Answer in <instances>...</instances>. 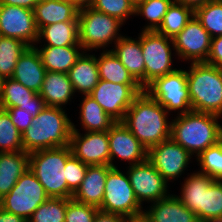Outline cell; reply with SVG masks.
Masks as SVG:
<instances>
[{
	"label": "cell",
	"instance_id": "cell-42",
	"mask_svg": "<svg viewBox=\"0 0 222 222\" xmlns=\"http://www.w3.org/2000/svg\"><path fill=\"white\" fill-rule=\"evenodd\" d=\"M89 165L84 164L77 159L73 154L66 162V181L68 189L74 194L85 178L86 171Z\"/></svg>",
	"mask_w": 222,
	"mask_h": 222
},
{
	"label": "cell",
	"instance_id": "cell-25",
	"mask_svg": "<svg viewBox=\"0 0 222 222\" xmlns=\"http://www.w3.org/2000/svg\"><path fill=\"white\" fill-rule=\"evenodd\" d=\"M67 74L75 92L89 95L99 81L97 56L83 52Z\"/></svg>",
	"mask_w": 222,
	"mask_h": 222
},
{
	"label": "cell",
	"instance_id": "cell-43",
	"mask_svg": "<svg viewBox=\"0 0 222 222\" xmlns=\"http://www.w3.org/2000/svg\"><path fill=\"white\" fill-rule=\"evenodd\" d=\"M16 128L23 133L33 122L32 112H27L18 107L5 109Z\"/></svg>",
	"mask_w": 222,
	"mask_h": 222
},
{
	"label": "cell",
	"instance_id": "cell-33",
	"mask_svg": "<svg viewBox=\"0 0 222 222\" xmlns=\"http://www.w3.org/2000/svg\"><path fill=\"white\" fill-rule=\"evenodd\" d=\"M29 46L16 38L0 39V79L11 78L20 56Z\"/></svg>",
	"mask_w": 222,
	"mask_h": 222
},
{
	"label": "cell",
	"instance_id": "cell-35",
	"mask_svg": "<svg viewBox=\"0 0 222 222\" xmlns=\"http://www.w3.org/2000/svg\"><path fill=\"white\" fill-rule=\"evenodd\" d=\"M174 0H143L135 7V15L144 16L148 25L143 31H156L161 25L164 15Z\"/></svg>",
	"mask_w": 222,
	"mask_h": 222
},
{
	"label": "cell",
	"instance_id": "cell-36",
	"mask_svg": "<svg viewBox=\"0 0 222 222\" xmlns=\"http://www.w3.org/2000/svg\"><path fill=\"white\" fill-rule=\"evenodd\" d=\"M194 15L211 38L222 35V1L209 2L197 8Z\"/></svg>",
	"mask_w": 222,
	"mask_h": 222
},
{
	"label": "cell",
	"instance_id": "cell-23",
	"mask_svg": "<svg viewBox=\"0 0 222 222\" xmlns=\"http://www.w3.org/2000/svg\"><path fill=\"white\" fill-rule=\"evenodd\" d=\"M33 11L38 31L55 23L78 22L79 9L68 0H40Z\"/></svg>",
	"mask_w": 222,
	"mask_h": 222
},
{
	"label": "cell",
	"instance_id": "cell-41",
	"mask_svg": "<svg viewBox=\"0 0 222 222\" xmlns=\"http://www.w3.org/2000/svg\"><path fill=\"white\" fill-rule=\"evenodd\" d=\"M98 210L95 206L83 204L73 198H68L65 222H93Z\"/></svg>",
	"mask_w": 222,
	"mask_h": 222
},
{
	"label": "cell",
	"instance_id": "cell-50",
	"mask_svg": "<svg viewBox=\"0 0 222 222\" xmlns=\"http://www.w3.org/2000/svg\"><path fill=\"white\" fill-rule=\"evenodd\" d=\"M199 222H222V216L211 217L209 219H204Z\"/></svg>",
	"mask_w": 222,
	"mask_h": 222
},
{
	"label": "cell",
	"instance_id": "cell-26",
	"mask_svg": "<svg viewBox=\"0 0 222 222\" xmlns=\"http://www.w3.org/2000/svg\"><path fill=\"white\" fill-rule=\"evenodd\" d=\"M29 168V153L25 151L0 153V199L15 186Z\"/></svg>",
	"mask_w": 222,
	"mask_h": 222
},
{
	"label": "cell",
	"instance_id": "cell-32",
	"mask_svg": "<svg viewBox=\"0 0 222 222\" xmlns=\"http://www.w3.org/2000/svg\"><path fill=\"white\" fill-rule=\"evenodd\" d=\"M193 16L194 10L192 8L173 1L156 32L173 39L184 29Z\"/></svg>",
	"mask_w": 222,
	"mask_h": 222
},
{
	"label": "cell",
	"instance_id": "cell-28",
	"mask_svg": "<svg viewBox=\"0 0 222 222\" xmlns=\"http://www.w3.org/2000/svg\"><path fill=\"white\" fill-rule=\"evenodd\" d=\"M41 40L47 42L43 46H81L78 22H60L44 26L38 31L37 44L41 43Z\"/></svg>",
	"mask_w": 222,
	"mask_h": 222
},
{
	"label": "cell",
	"instance_id": "cell-47",
	"mask_svg": "<svg viewBox=\"0 0 222 222\" xmlns=\"http://www.w3.org/2000/svg\"><path fill=\"white\" fill-rule=\"evenodd\" d=\"M0 222H27V220L0 207Z\"/></svg>",
	"mask_w": 222,
	"mask_h": 222
},
{
	"label": "cell",
	"instance_id": "cell-1",
	"mask_svg": "<svg viewBox=\"0 0 222 222\" xmlns=\"http://www.w3.org/2000/svg\"><path fill=\"white\" fill-rule=\"evenodd\" d=\"M169 113L145 90L139 93L121 121L147 148L171 138Z\"/></svg>",
	"mask_w": 222,
	"mask_h": 222
},
{
	"label": "cell",
	"instance_id": "cell-22",
	"mask_svg": "<svg viewBox=\"0 0 222 222\" xmlns=\"http://www.w3.org/2000/svg\"><path fill=\"white\" fill-rule=\"evenodd\" d=\"M112 52L118 57L131 76L145 88V61L141 48V33L137 40L122 36Z\"/></svg>",
	"mask_w": 222,
	"mask_h": 222
},
{
	"label": "cell",
	"instance_id": "cell-45",
	"mask_svg": "<svg viewBox=\"0 0 222 222\" xmlns=\"http://www.w3.org/2000/svg\"><path fill=\"white\" fill-rule=\"evenodd\" d=\"M128 219L122 215L104 212L102 210H98L96 212L95 218L93 222H127Z\"/></svg>",
	"mask_w": 222,
	"mask_h": 222
},
{
	"label": "cell",
	"instance_id": "cell-5",
	"mask_svg": "<svg viewBox=\"0 0 222 222\" xmlns=\"http://www.w3.org/2000/svg\"><path fill=\"white\" fill-rule=\"evenodd\" d=\"M72 155L69 145L29 153V168L49 197L72 198L66 177V162Z\"/></svg>",
	"mask_w": 222,
	"mask_h": 222
},
{
	"label": "cell",
	"instance_id": "cell-51",
	"mask_svg": "<svg viewBox=\"0 0 222 222\" xmlns=\"http://www.w3.org/2000/svg\"><path fill=\"white\" fill-rule=\"evenodd\" d=\"M129 1L132 2V4L135 5V7H136L143 0H129Z\"/></svg>",
	"mask_w": 222,
	"mask_h": 222
},
{
	"label": "cell",
	"instance_id": "cell-20",
	"mask_svg": "<svg viewBox=\"0 0 222 222\" xmlns=\"http://www.w3.org/2000/svg\"><path fill=\"white\" fill-rule=\"evenodd\" d=\"M110 165H89L81 185L73 194V199L98 209L104 198L105 182Z\"/></svg>",
	"mask_w": 222,
	"mask_h": 222
},
{
	"label": "cell",
	"instance_id": "cell-39",
	"mask_svg": "<svg viewBox=\"0 0 222 222\" xmlns=\"http://www.w3.org/2000/svg\"><path fill=\"white\" fill-rule=\"evenodd\" d=\"M200 172L215 180H222V140L197 156Z\"/></svg>",
	"mask_w": 222,
	"mask_h": 222
},
{
	"label": "cell",
	"instance_id": "cell-46",
	"mask_svg": "<svg viewBox=\"0 0 222 222\" xmlns=\"http://www.w3.org/2000/svg\"><path fill=\"white\" fill-rule=\"evenodd\" d=\"M40 0H0V4L13 5V6H21L31 10H34L35 5Z\"/></svg>",
	"mask_w": 222,
	"mask_h": 222
},
{
	"label": "cell",
	"instance_id": "cell-30",
	"mask_svg": "<svg viewBox=\"0 0 222 222\" xmlns=\"http://www.w3.org/2000/svg\"><path fill=\"white\" fill-rule=\"evenodd\" d=\"M99 79L118 84H139L112 50H103L97 57Z\"/></svg>",
	"mask_w": 222,
	"mask_h": 222
},
{
	"label": "cell",
	"instance_id": "cell-8",
	"mask_svg": "<svg viewBox=\"0 0 222 222\" xmlns=\"http://www.w3.org/2000/svg\"><path fill=\"white\" fill-rule=\"evenodd\" d=\"M144 90L168 113L178 110L181 115L192 111L186 70L177 69L155 78Z\"/></svg>",
	"mask_w": 222,
	"mask_h": 222
},
{
	"label": "cell",
	"instance_id": "cell-49",
	"mask_svg": "<svg viewBox=\"0 0 222 222\" xmlns=\"http://www.w3.org/2000/svg\"><path fill=\"white\" fill-rule=\"evenodd\" d=\"M68 1L72 3L79 10L84 8H90L94 3V0H68Z\"/></svg>",
	"mask_w": 222,
	"mask_h": 222
},
{
	"label": "cell",
	"instance_id": "cell-6",
	"mask_svg": "<svg viewBox=\"0 0 222 222\" xmlns=\"http://www.w3.org/2000/svg\"><path fill=\"white\" fill-rule=\"evenodd\" d=\"M122 25L124 23L118 18L91 7L81 9L78 14L79 44L85 52L99 48L105 49L123 36L119 34Z\"/></svg>",
	"mask_w": 222,
	"mask_h": 222
},
{
	"label": "cell",
	"instance_id": "cell-14",
	"mask_svg": "<svg viewBox=\"0 0 222 222\" xmlns=\"http://www.w3.org/2000/svg\"><path fill=\"white\" fill-rule=\"evenodd\" d=\"M0 32L3 37L16 38L29 47L38 40L34 11L21 6L0 4Z\"/></svg>",
	"mask_w": 222,
	"mask_h": 222
},
{
	"label": "cell",
	"instance_id": "cell-24",
	"mask_svg": "<svg viewBox=\"0 0 222 222\" xmlns=\"http://www.w3.org/2000/svg\"><path fill=\"white\" fill-rule=\"evenodd\" d=\"M46 106L63 107L75 94L67 73L46 71L39 92Z\"/></svg>",
	"mask_w": 222,
	"mask_h": 222
},
{
	"label": "cell",
	"instance_id": "cell-9",
	"mask_svg": "<svg viewBox=\"0 0 222 222\" xmlns=\"http://www.w3.org/2000/svg\"><path fill=\"white\" fill-rule=\"evenodd\" d=\"M48 198L43 185L28 168L10 192L0 199V207L28 220Z\"/></svg>",
	"mask_w": 222,
	"mask_h": 222
},
{
	"label": "cell",
	"instance_id": "cell-7",
	"mask_svg": "<svg viewBox=\"0 0 222 222\" xmlns=\"http://www.w3.org/2000/svg\"><path fill=\"white\" fill-rule=\"evenodd\" d=\"M125 174L117 167L108 171L99 210L122 215L128 220L141 219L143 206L139 204L128 175Z\"/></svg>",
	"mask_w": 222,
	"mask_h": 222
},
{
	"label": "cell",
	"instance_id": "cell-16",
	"mask_svg": "<svg viewBox=\"0 0 222 222\" xmlns=\"http://www.w3.org/2000/svg\"><path fill=\"white\" fill-rule=\"evenodd\" d=\"M72 123L69 146L72 154L86 165H110L108 131L81 134Z\"/></svg>",
	"mask_w": 222,
	"mask_h": 222
},
{
	"label": "cell",
	"instance_id": "cell-31",
	"mask_svg": "<svg viewBox=\"0 0 222 222\" xmlns=\"http://www.w3.org/2000/svg\"><path fill=\"white\" fill-rule=\"evenodd\" d=\"M215 179L197 171L186 177L182 184L181 196H177L183 205L195 213L200 221V206L202 198V184H211Z\"/></svg>",
	"mask_w": 222,
	"mask_h": 222
},
{
	"label": "cell",
	"instance_id": "cell-40",
	"mask_svg": "<svg viewBox=\"0 0 222 222\" xmlns=\"http://www.w3.org/2000/svg\"><path fill=\"white\" fill-rule=\"evenodd\" d=\"M91 8L116 17L123 23L130 15H135V5L129 0H94Z\"/></svg>",
	"mask_w": 222,
	"mask_h": 222
},
{
	"label": "cell",
	"instance_id": "cell-17",
	"mask_svg": "<svg viewBox=\"0 0 222 222\" xmlns=\"http://www.w3.org/2000/svg\"><path fill=\"white\" fill-rule=\"evenodd\" d=\"M110 148V166L114 165V158L128 161L129 166L147 160L148 149L133 135L121 121H117L108 130Z\"/></svg>",
	"mask_w": 222,
	"mask_h": 222
},
{
	"label": "cell",
	"instance_id": "cell-52",
	"mask_svg": "<svg viewBox=\"0 0 222 222\" xmlns=\"http://www.w3.org/2000/svg\"><path fill=\"white\" fill-rule=\"evenodd\" d=\"M127 222H144L142 219L128 220Z\"/></svg>",
	"mask_w": 222,
	"mask_h": 222
},
{
	"label": "cell",
	"instance_id": "cell-3",
	"mask_svg": "<svg viewBox=\"0 0 222 222\" xmlns=\"http://www.w3.org/2000/svg\"><path fill=\"white\" fill-rule=\"evenodd\" d=\"M72 122L61 107L46 106L32 124L22 133L23 151L38 150L69 145Z\"/></svg>",
	"mask_w": 222,
	"mask_h": 222
},
{
	"label": "cell",
	"instance_id": "cell-29",
	"mask_svg": "<svg viewBox=\"0 0 222 222\" xmlns=\"http://www.w3.org/2000/svg\"><path fill=\"white\" fill-rule=\"evenodd\" d=\"M83 97L79 117L85 132L108 131L117 121L107 114L90 95Z\"/></svg>",
	"mask_w": 222,
	"mask_h": 222
},
{
	"label": "cell",
	"instance_id": "cell-37",
	"mask_svg": "<svg viewBox=\"0 0 222 222\" xmlns=\"http://www.w3.org/2000/svg\"><path fill=\"white\" fill-rule=\"evenodd\" d=\"M23 151L22 133L12 123L9 113L0 108V153Z\"/></svg>",
	"mask_w": 222,
	"mask_h": 222
},
{
	"label": "cell",
	"instance_id": "cell-44",
	"mask_svg": "<svg viewBox=\"0 0 222 222\" xmlns=\"http://www.w3.org/2000/svg\"><path fill=\"white\" fill-rule=\"evenodd\" d=\"M205 63L222 68V35L211 39V50Z\"/></svg>",
	"mask_w": 222,
	"mask_h": 222
},
{
	"label": "cell",
	"instance_id": "cell-19",
	"mask_svg": "<svg viewBox=\"0 0 222 222\" xmlns=\"http://www.w3.org/2000/svg\"><path fill=\"white\" fill-rule=\"evenodd\" d=\"M149 208L143 211L144 222H199L197 215L185 207L177 195L153 202Z\"/></svg>",
	"mask_w": 222,
	"mask_h": 222
},
{
	"label": "cell",
	"instance_id": "cell-34",
	"mask_svg": "<svg viewBox=\"0 0 222 222\" xmlns=\"http://www.w3.org/2000/svg\"><path fill=\"white\" fill-rule=\"evenodd\" d=\"M217 216H222V180L202 184L200 221Z\"/></svg>",
	"mask_w": 222,
	"mask_h": 222
},
{
	"label": "cell",
	"instance_id": "cell-38",
	"mask_svg": "<svg viewBox=\"0 0 222 222\" xmlns=\"http://www.w3.org/2000/svg\"><path fill=\"white\" fill-rule=\"evenodd\" d=\"M67 199L49 197L30 216L27 222H65Z\"/></svg>",
	"mask_w": 222,
	"mask_h": 222
},
{
	"label": "cell",
	"instance_id": "cell-27",
	"mask_svg": "<svg viewBox=\"0 0 222 222\" xmlns=\"http://www.w3.org/2000/svg\"><path fill=\"white\" fill-rule=\"evenodd\" d=\"M34 47L39 52L46 71L58 73H68L84 52L82 46H43L41 48L36 45Z\"/></svg>",
	"mask_w": 222,
	"mask_h": 222
},
{
	"label": "cell",
	"instance_id": "cell-12",
	"mask_svg": "<svg viewBox=\"0 0 222 222\" xmlns=\"http://www.w3.org/2000/svg\"><path fill=\"white\" fill-rule=\"evenodd\" d=\"M193 156L172 138L148 149L147 159L167 181L179 178Z\"/></svg>",
	"mask_w": 222,
	"mask_h": 222
},
{
	"label": "cell",
	"instance_id": "cell-13",
	"mask_svg": "<svg viewBox=\"0 0 222 222\" xmlns=\"http://www.w3.org/2000/svg\"><path fill=\"white\" fill-rule=\"evenodd\" d=\"M127 169L129 181L141 206L144 201L153 203L170 195L167 194L168 182L148 159Z\"/></svg>",
	"mask_w": 222,
	"mask_h": 222
},
{
	"label": "cell",
	"instance_id": "cell-11",
	"mask_svg": "<svg viewBox=\"0 0 222 222\" xmlns=\"http://www.w3.org/2000/svg\"><path fill=\"white\" fill-rule=\"evenodd\" d=\"M143 90L140 84H118L99 79L89 95L114 120L122 121L134 98Z\"/></svg>",
	"mask_w": 222,
	"mask_h": 222
},
{
	"label": "cell",
	"instance_id": "cell-48",
	"mask_svg": "<svg viewBox=\"0 0 222 222\" xmlns=\"http://www.w3.org/2000/svg\"><path fill=\"white\" fill-rule=\"evenodd\" d=\"M213 1H215V0H174V2L182 4V5L187 6V7H190L194 11L197 8L207 4L209 2H213Z\"/></svg>",
	"mask_w": 222,
	"mask_h": 222
},
{
	"label": "cell",
	"instance_id": "cell-2",
	"mask_svg": "<svg viewBox=\"0 0 222 222\" xmlns=\"http://www.w3.org/2000/svg\"><path fill=\"white\" fill-rule=\"evenodd\" d=\"M220 116L191 111L171 121V138L196 157L222 140ZM195 153V154H194Z\"/></svg>",
	"mask_w": 222,
	"mask_h": 222
},
{
	"label": "cell",
	"instance_id": "cell-4",
	"mask_svg": "<svg viewBox=\"0 0 222 222\" xmlns=\"http://www.w3.org/2000/svg\"><path fill=\"white\" fill-rule=\"evenodd\" d=\"M186 71L191 109L222 117V68L191 63Z\"/></svg>",
	"mask_w": 222,
	"mask_h": 222
},
{
	"label": "cell",
	"instance_id": "cell-18",
	"mask_svg": "<svg viewBox=\"0 0 222 222\" xmlns=\"http://www.w3.org/2000/svg\"><path fill=\"white\" fill-rule=\"evenodd\" d=\"M13 107L32 112V117L36 118L46 105L39 93L26 88L12 77L5 78L0 82V108L5 110Z\"/></svg>",
	"mask_w": 222,
	"mask_h": 222
},
{
	"label": "cell",
	"instance_id": "cell-10",
	"mask_svg": "<svg viewBox=\"0 0 222 222\" xmlns=\"http://www.w3.org/2000/svg\"><path fill=\"white\" fill-rule=\"evenodd\" d=\"M141 48L145 61V87L155 78L177 70V68L172 66V50H175L173 39L156 31L142 30Z\"/></svg>",
	"mask_w": 222,
	"mask_h": 222
},
{
	"label": "cell",
	"instance_id": "cell-21",
	"mask_svg": "<svg viewBox=\"0 0 222 222\" xmlns=\"http://www.w3.org/2000/svg\"><path fill=\"white\" fill-rule=\"evenodd\" d=\"M45 73L46 69L43 66L39 52L35 47H28L18 59L12 78L26 88L39 93Z\"/></svg>",
	"mask_w": 222,
	"mask_h": 222
},
{
	"label": "cell",
	"instance_id": "cell-15",
	"mask_svg": "<svg viewBox=\"0 0 222 222\" xmlns=\"http://www.w3.org/2000/svg\"><path fill=\"white\" fill-rule=\"evenodd\" d=\"M211 36L193 16L184 29L173 38L175 54L192 63L206 62L211 50Z\"/></svg>",
	"mask_w": 222,
	"mask_h": 222
}]
</instances>
